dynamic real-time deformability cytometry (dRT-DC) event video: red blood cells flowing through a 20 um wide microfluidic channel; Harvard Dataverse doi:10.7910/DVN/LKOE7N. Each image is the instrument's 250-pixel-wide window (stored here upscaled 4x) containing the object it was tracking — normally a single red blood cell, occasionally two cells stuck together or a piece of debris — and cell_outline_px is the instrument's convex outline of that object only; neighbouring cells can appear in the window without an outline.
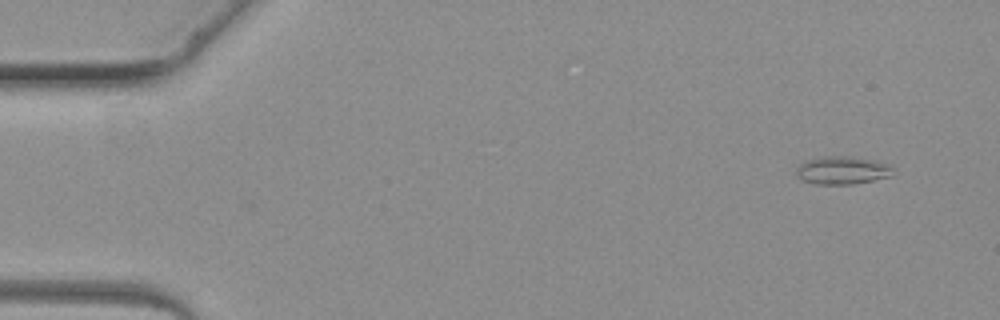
{"species": "common noctule bat (a hibernating species)", "species_latin": "Nyctalus noctula", "temperature_condition": "warm", "stored_images_in_passage": 2, "camera_frame_rate_fps": 3000, "um_per_image_px": 0.085, "animal": {"sex": "female", "body_mass_g": 19.3, "forearm_length_mm": 54.1}, "frame": {"image": 1, "passage_image": 1, "time_ms": 0.0, "image_size_px": [1000, 320], "cell_outline_px": [[892, 176], [852, 184], [816, 184], [804, 180], [796, 176], [796, 168], [804, 160], [820, 156], [852, 156], [880, 160], [892, 164]], "centroid_in_image_um": [71.62, 14.45], "position_along_channel_um": 13.4, "area_um2": 16.13}}